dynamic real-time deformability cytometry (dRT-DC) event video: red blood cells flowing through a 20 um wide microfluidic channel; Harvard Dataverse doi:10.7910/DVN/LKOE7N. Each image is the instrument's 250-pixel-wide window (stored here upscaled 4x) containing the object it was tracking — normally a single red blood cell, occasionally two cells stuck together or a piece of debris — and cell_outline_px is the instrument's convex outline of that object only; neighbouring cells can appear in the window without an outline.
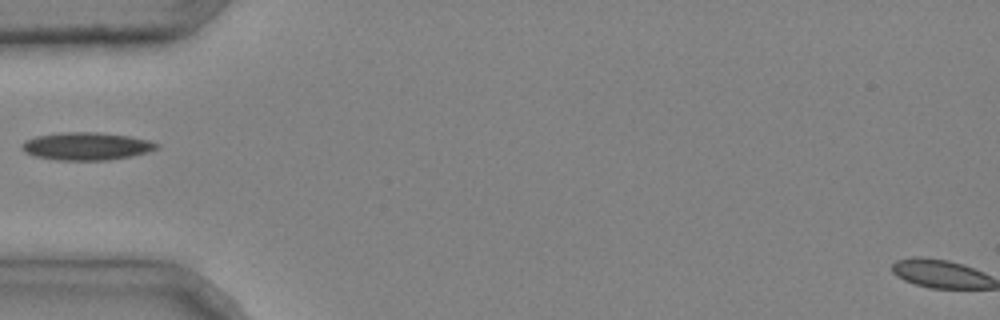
{"species": "common noctule bat (a hibernating species)", "species_latin": "Nyctalus noctula", "temperature_condition": "cold", "stored_images_in_passage": 1, "camera_frame_rate_fps": 3000, "um_per_image_px": 0.085, "animal": {"sex": "male", "body_mass_g": 20.4}, "frame": {"image": 1, "passage_image": 1, "time_ms": 0.0, "image_size_px": [1000, 320], "cell_outline_px": [[160, 148], [148, 152], [132, 156], [108, 160], [56, 160], [36, 156], [24, 152], [20, 148], [20, 144], [24, 140], [36, 136], [60, 132], [96, 132], [128, 136], [148, 140], [160, 144]], "centroid_in_image_um": [7.33, 12.43], "position_along_channel_um": 77.7, "area_um2": 21.96}}